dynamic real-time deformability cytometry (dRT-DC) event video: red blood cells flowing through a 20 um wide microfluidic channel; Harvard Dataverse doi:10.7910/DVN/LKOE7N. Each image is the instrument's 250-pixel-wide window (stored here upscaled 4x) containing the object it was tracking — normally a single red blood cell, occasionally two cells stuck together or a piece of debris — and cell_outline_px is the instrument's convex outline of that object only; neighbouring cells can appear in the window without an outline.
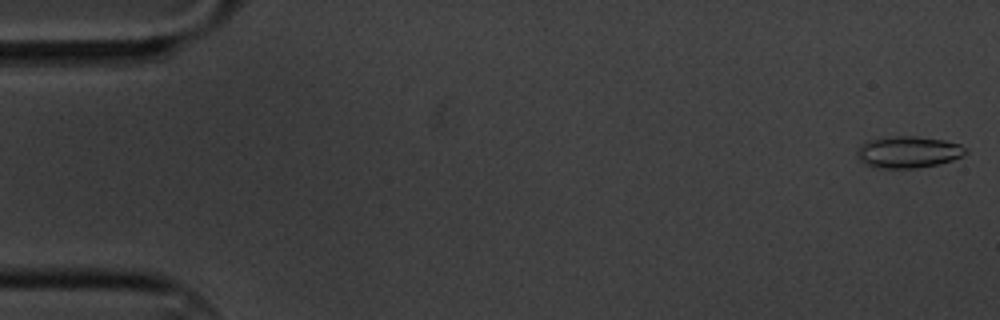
{"species": "common noctule bat (a hibernating species)", "species_latin": "Nyctalus noctula", "temperature_condition": "cold", "stored_images_in_passage": 60, "camera_frame_rate_fps": 3000, "um_per_image_px": 0.085, "animal": {"sex": "male", "body_mass_g": 20.1, "forearm_length_mm": 53.5}, "frame": {"image": 1, "passage_image": 1, "time_ms": 0.0, "image_size_px": [1000, 320], "cell_outline_px": [[968, 152], [952, 160], [936, 164], [916, 168], [880, 168], [864, 164], [856, 156], [856, 148], [860, 144], [872, 140], [892, 136], [916, 136], [944, 140], [960, 144]], "centroid_in_image_um": [77.15, 12.92], "position_along_channel_um": 7.8, "area_um2": 19.94}}
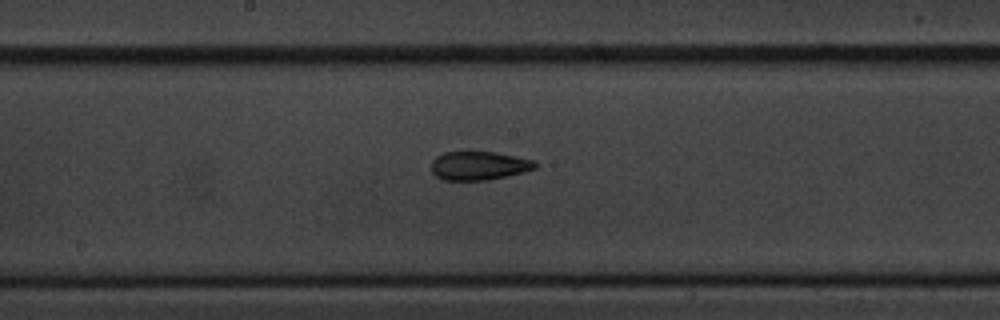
{"frame": {"image": 2, "passage_image": 31, "time_ms": 10.0, "image_size_px": [1000, 320], "cell_outline_px": [[536, 168], [524, 172], [488, 180], [444, 180], [436, 176], [432, 172], [432, 160], [436, 156], [444, 152], [496, 152], [532, 160], [536, 164]], "centroid_in_image_um": [40.68, 14.08], "position_along_channel_um": 207.5, "area_um2": 17.22}}
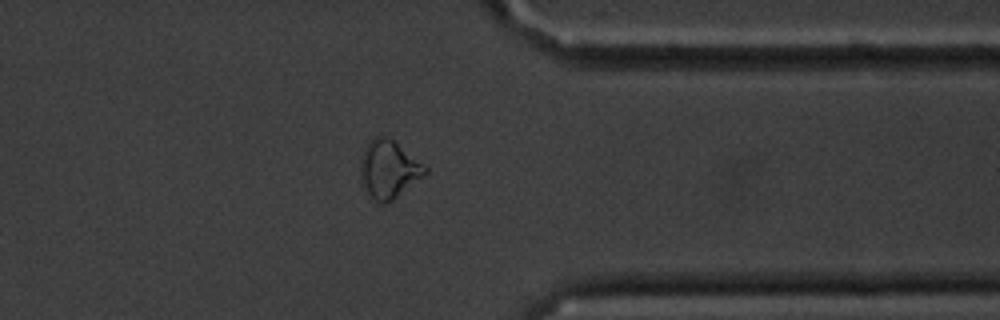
{"frame": {"image": 3, "passage_image": 47, "time_ms": 15.333, "image_size_px": [1000, 320], "cell_outline_px": [[428, 172], [388, 204], [380, 204], [368, 192], [360, 180], [360, 160], [364, 148], [368, 140], [372, 136], [388, 136], [428, 168]], "centroid_in_image_um": [33.01, 14.37], "position_along_channel_um": 378.4, "area_um2": 21.79}, "authors_computed_cell_mechanics": {"area_um2": 18.3226, "velocity_mm_per_s": 3.3437, "shape_relaxation_time_tau1_ms": 9.9799, "shape_relaxation_time_tau2_ms": 3.6095, "deformation_change_tau1": 0.1858, "deformation_change_tau2": 0.1096}}